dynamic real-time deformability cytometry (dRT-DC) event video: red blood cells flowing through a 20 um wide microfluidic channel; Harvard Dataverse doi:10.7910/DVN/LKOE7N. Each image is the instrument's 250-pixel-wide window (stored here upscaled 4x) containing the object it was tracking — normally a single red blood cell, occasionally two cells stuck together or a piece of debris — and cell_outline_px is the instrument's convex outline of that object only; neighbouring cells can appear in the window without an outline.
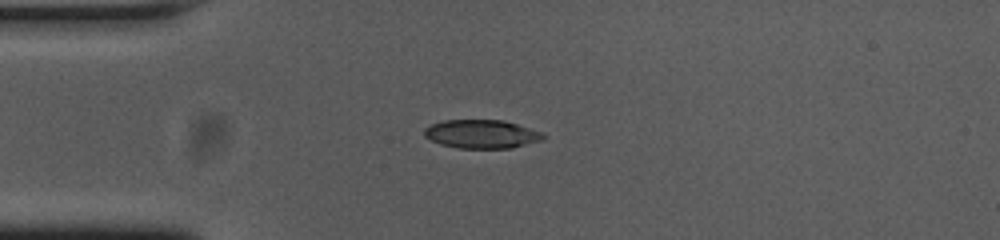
{"species": "common noctule bat (a hibernating species)", "species_latin": "Nyctalus noctula", "temperature_condition": "cold", "stored_images_in_passage": 41, "camera_frame_rate_fps": 3000, "um_per_image_px": 0.085, "animal": {"sex": "female", "body_mass_g": 23.0, "forearm_length_mm": 53.4}, "frame": {"image": 1, "passage_image": 1, "time_ms": 0.0, "image_size_px": [1000, 240], "cell_outline_px": [[548, 136], [544, 140], [512, 148], [456, 148], [440, 144], [424, 136], [424, 128], [432, 124], [444, 120], [504, 120], [540, 132]], "centroid_in_image_um": [40.95, 11.4], "position_along_channel_um": 44.1, "area_um2": 19.83}}
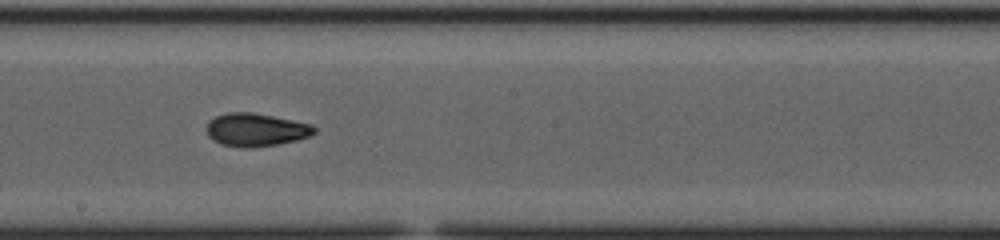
{"frame": {"image": 2, "passage_image": 17, "time_ms": 5.333, "image_size_px": [1000, 240], "cell_outline_px": [[316, 132], [308, 136], [296, 140], [276, 144], [252, 148], [244, 148], [220, 144], [212, 140], [208, 136], [208, 120], [216, 116], [228, 112], [252, 112], [312, 124], [316, 128]], "centroid_in_image_um": [21.73, 11.03], "position_along_channel_um": 226.5, "area_um2": 20.69}}
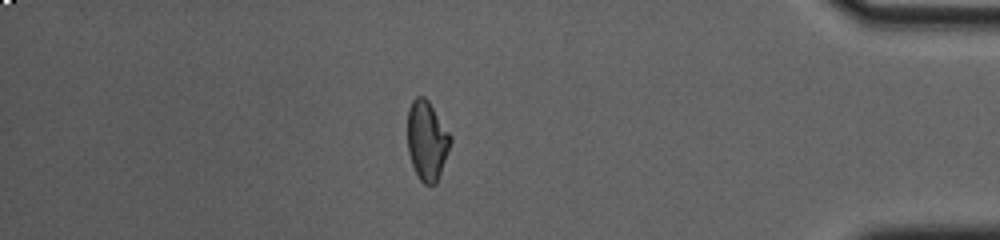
{"frame": {"image": 3, "passage_image": 34, "time_ms": 11.0, "image_size_px": [1000, 240], "cell_outline_px": [[452, 140], [436, 184], [424, 184], [420, 180], [412, 164], [408, 152], [408, 108], [412, 100], [416, 96], [424, 96], [428, 100], [452, 136]], "centroid_in_image_um": [36.29, 11.92], "position_along_channel_um": 398.9, "area_um2": 19.77}, "authors_computed_cell_mechanics": {"area_um2": 20.2878, "velocity_mm_per_s": 3.7511, "shape_relaxation_time_tau1_ms": 7.0296, "shape_relaxation_time_tau2_ms": 3.0668, "deformation_change_tau1": 0.1937, "deformation_change_tau2": 0.0785}}